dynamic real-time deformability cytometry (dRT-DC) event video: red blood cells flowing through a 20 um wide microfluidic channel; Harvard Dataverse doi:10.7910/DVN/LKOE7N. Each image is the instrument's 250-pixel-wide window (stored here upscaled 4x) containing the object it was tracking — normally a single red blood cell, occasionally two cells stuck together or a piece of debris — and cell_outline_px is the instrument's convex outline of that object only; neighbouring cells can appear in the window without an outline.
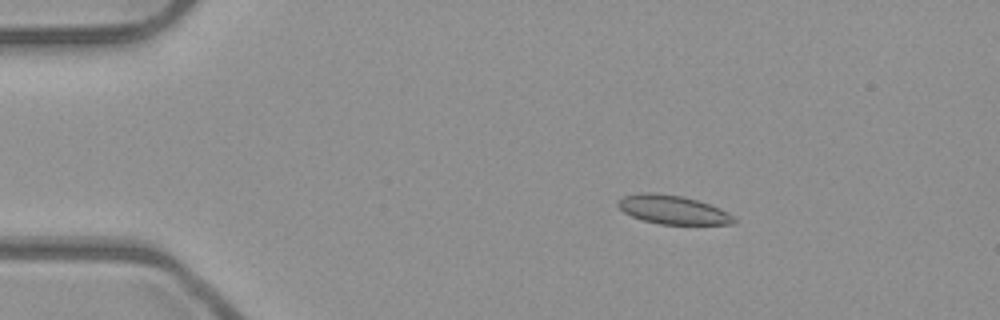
{"species": "common noctule bat (a hibernating species)", "species_latin": "Nyctalus noctula", "temperature_condition": "room temperature", "stored_images_in_passage": 5, "camera_frame_rate_fps": 3000, "um_per_image_px": 0.085, "animal": {"sex": "male", "body_mass_g": 23.1, "forearm_length_mm": 52.7}, "frame": {"image": 1, "passage_image": 3, "time_ms": 0.667, "image_size_px": [1000, 320], "cell_outline_px": [[736, 220], [732, 224], [660, 224], [644, 220], [632, 216], [624, 212], [616, 204], [616, 200], [624, 196], [640, 192], [660, 192], [684, 196], [720, 208], [728, 212]], "centroid_in_image_um": [57.15, 17.8], "position_along_channel_um": 27.9, "area_um2": 19.48}}